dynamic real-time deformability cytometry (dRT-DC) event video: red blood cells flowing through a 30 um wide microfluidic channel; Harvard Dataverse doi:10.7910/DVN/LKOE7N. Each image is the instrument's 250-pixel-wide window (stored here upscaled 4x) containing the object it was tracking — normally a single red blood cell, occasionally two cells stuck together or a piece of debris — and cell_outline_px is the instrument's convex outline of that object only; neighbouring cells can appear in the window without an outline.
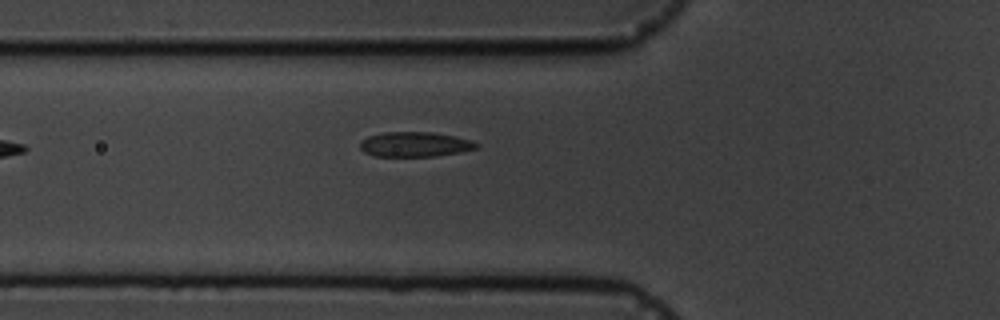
{"species": "common noctule bat (a hibernating species)", "species_latin": "Nyctalus noctula", "temperature_condition": "cold", "stored_images_in_passage": 5, "camera_frame_rate_fps": 3000, "um_per_image_px": 0.085, "animal": {"sex": "male", "body_mass_g": 19.5, "forearm_length_mm": 54.6}, "frame": {"image": 1, "passage_image": 5, "time_ms": 6.333, "image_size_px": [1000, 320], "cell_outline_px": [[480, 144], [476, 148], [460, 152], [436, 156], [376, 156], [364, 152], [360, 148], [360, 140], [368, 136], [384, 132], [432, 132], [456, 136], [472, 140]], "centroid_in_image_um": [35.27, 12.26], "position_along_channel_um": 90.5, "area_um2": 16.94}}